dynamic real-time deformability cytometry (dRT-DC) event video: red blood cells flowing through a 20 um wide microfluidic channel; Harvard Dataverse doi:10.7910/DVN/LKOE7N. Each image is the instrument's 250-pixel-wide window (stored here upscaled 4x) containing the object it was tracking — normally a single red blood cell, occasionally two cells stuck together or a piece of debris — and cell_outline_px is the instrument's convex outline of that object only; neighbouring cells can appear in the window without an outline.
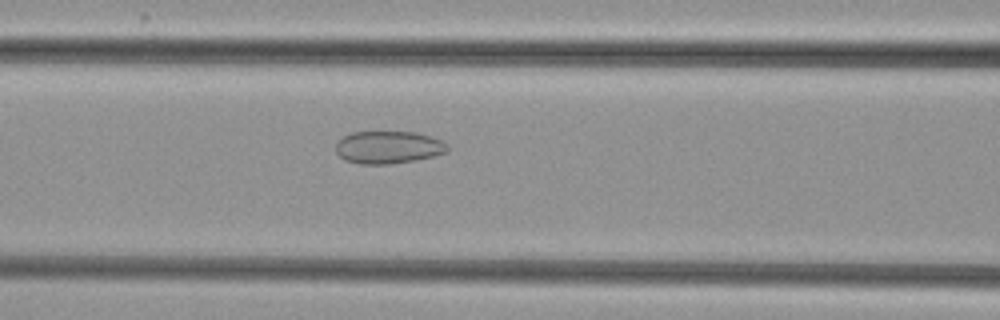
{"species": "common noctule bat (a hibernating species)", "species_latin": "Nyctalus noctula", "temperature_condition": "cold", "stored_images_in_passage": 53, "camera_frame_rate_fps": 3000, "um_per_image_px": 0.085, "animal": {"sex": "female", "body_mass_g": 29.2, "forearm_length_mm": 56.3}, "frame": {"image": 1, "passage_image": 23, "time_ms": 7.333, "image_size_px": [1000, 320], "cell_outline_px": [[448, 152], [432, 156], [412, 160], [388, 164], [360, 164], [344, 160], [336, 152], [336, 144], [344, 136], [352, 132], [416, 132], [432, 136], [444, 140], [448, 144]], "centroid_in_image_um": [33.03, 12.51], "position_along_channel_um": 133.6, "area_um2": 21.21}}
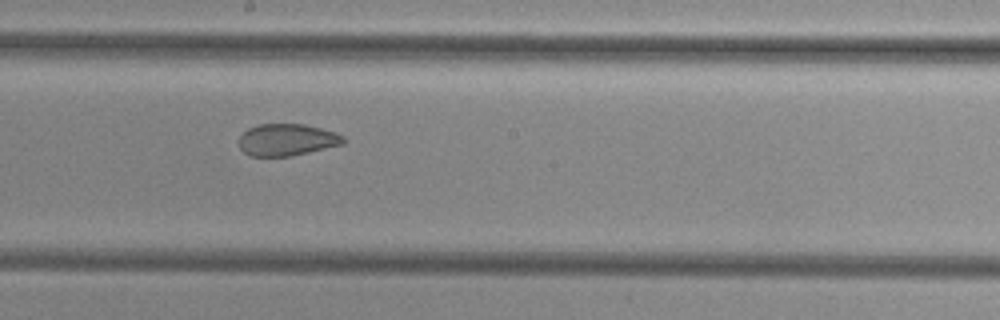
{"frame": {"image": 2, "passage_image": 30, "time_ms": 9.667, "image_size_px": [1000, 320], "cell_outline_px": [[348, 140], [344, 144], [292, 156], [248, 156], [240, 148], [240, 136], [248, 128], [256, 124], [304, 124], [336, 132], [344, 136]], "centroid_in_image_um": [24.42, 11.88], "position_along_channel_um": 223.8, "area_um2": 19.59}}
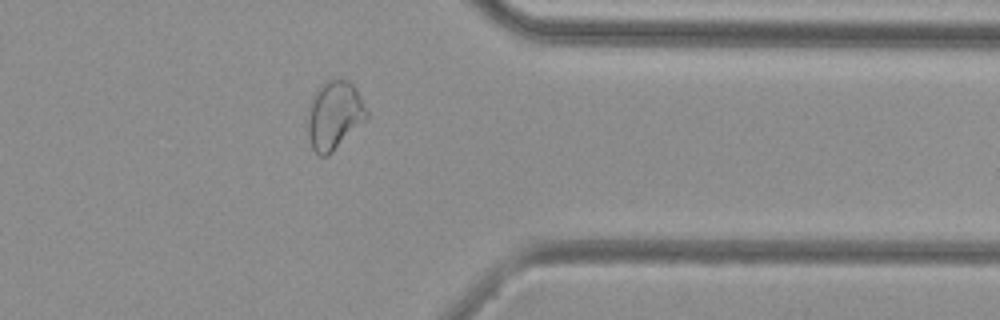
{"frame": {"image": 3, "passage_image": 43, "time_ms": 14.0, "image_size_px": [1000, 320], "cell_outline_px": [[368, 116], [328, 156], [320, 156], [312, 148], [308, 136], [308, 104], [316, 88], [320, 84], [336, 76], [348, 80], [356, 88], [368, 112]], "centroid_in_image_um": [28.38, 9.73], "position_along_channel_um": 383.0, "area_um2": 23.64}}